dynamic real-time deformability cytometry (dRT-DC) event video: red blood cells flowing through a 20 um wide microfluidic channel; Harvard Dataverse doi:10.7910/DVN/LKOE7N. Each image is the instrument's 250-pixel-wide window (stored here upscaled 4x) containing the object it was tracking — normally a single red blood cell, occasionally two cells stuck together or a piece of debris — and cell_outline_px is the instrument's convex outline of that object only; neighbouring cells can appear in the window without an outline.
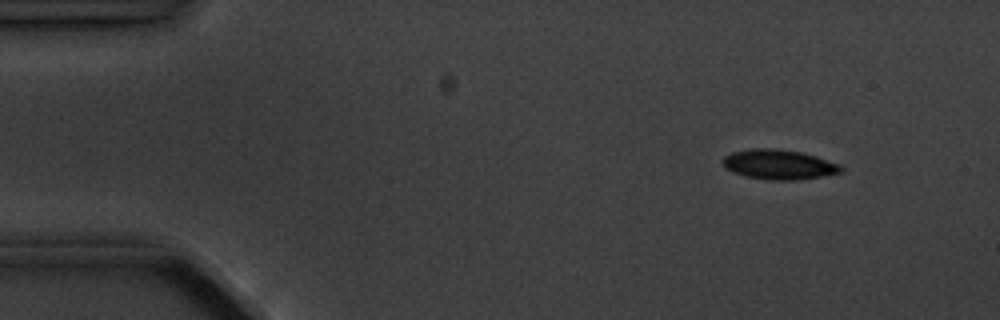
{"species": "common noctule bat (a hibernating species)", "species_latin": "Nyctalus noctula", "temperature_condition": "cold", "stored_images_in_passage": 4, "camera_frame_rate_fps": 3000, "um_per_image_px": 0.085, "animal": {"sex": "male", "body_mass_g": 20.1, "forearm_length_mm": 53.5}, "frame": {"image": 1, "passage_image": 1, "time_ms": 0.0, "image_size_px": [1000, 320], "cell_outline_px": [[844, 172], [820, 176], [792, 180], [768, 180], [744, 176], [732, 172], [724, 164], [724, 156], [732, 152], [748, 148], [776, 148], [800, 152], [816, 156], [840, 164], [844, 168]], "centroid_in_image_um": [66.22, 13.97], "position_along_channel_um": 18.8, "area_um2": 20.52}}
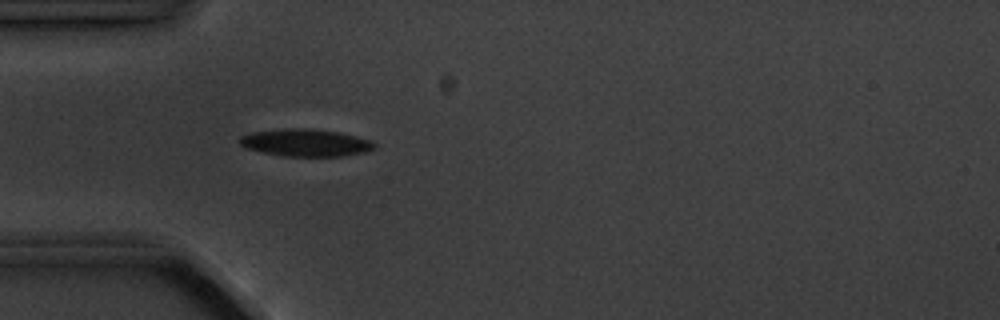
{"frame": {"image": 2, "passage_image": 4, "time_ms": 3.333, "image_size_px": [1000, 320], "cell_outline_px": [[376, 148], [364, 152], [344, 156], [284, 156], [264, 152], [248, 148], [240, 144], [240, 136], [252, 132], [284, 128], [312, 128], [340, 132], [372, 140], [376, 144]], "centroid_in_image_um": [26.03, 12.12], "position_along_channel_um": 59.0, "area_um2": 21.5}}